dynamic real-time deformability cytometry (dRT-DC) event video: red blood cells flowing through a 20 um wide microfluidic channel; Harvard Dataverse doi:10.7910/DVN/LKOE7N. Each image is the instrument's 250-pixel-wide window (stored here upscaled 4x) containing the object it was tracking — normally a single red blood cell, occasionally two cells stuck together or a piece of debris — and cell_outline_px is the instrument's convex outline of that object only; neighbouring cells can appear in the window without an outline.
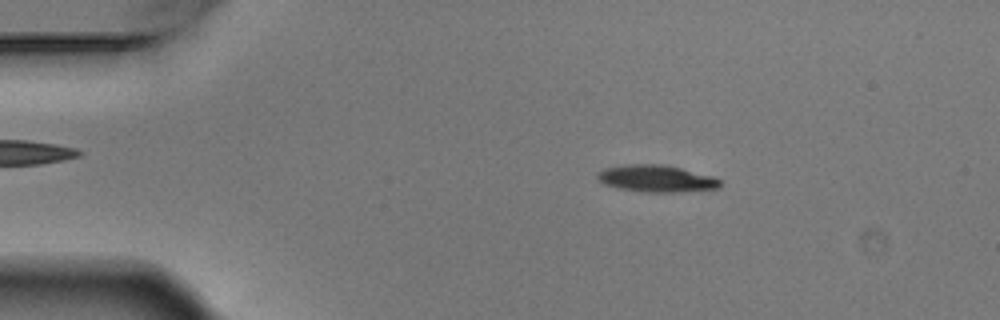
{"species": "Egyptian fruit bat (a non-hibernating species)", "species_latin": "Rousettus aegyptiacus", "temperature_condition": "warm", "stored_images_in_passage": 4, "camera_frame_rate_fps": 3000, "um_per_image_px": 0.085, "animal": {"sex": "male"}, "frame": {"image": 1, "passage_image": 2, "time_ms": 0.333, "image_size_px": [1000, 320], "cell_outline_px": [[720, 188], [676, 192], [644, 192], [616, 188], [604, 184], [596, 176], [596, 172], [604, 168], [624, 164], [664, 164], [712, 176], [720, 180]], "centroid_in_image_um": [55.74, 15.17], "position_along_channel_um": 29.3, "area_um2": 19.31}}